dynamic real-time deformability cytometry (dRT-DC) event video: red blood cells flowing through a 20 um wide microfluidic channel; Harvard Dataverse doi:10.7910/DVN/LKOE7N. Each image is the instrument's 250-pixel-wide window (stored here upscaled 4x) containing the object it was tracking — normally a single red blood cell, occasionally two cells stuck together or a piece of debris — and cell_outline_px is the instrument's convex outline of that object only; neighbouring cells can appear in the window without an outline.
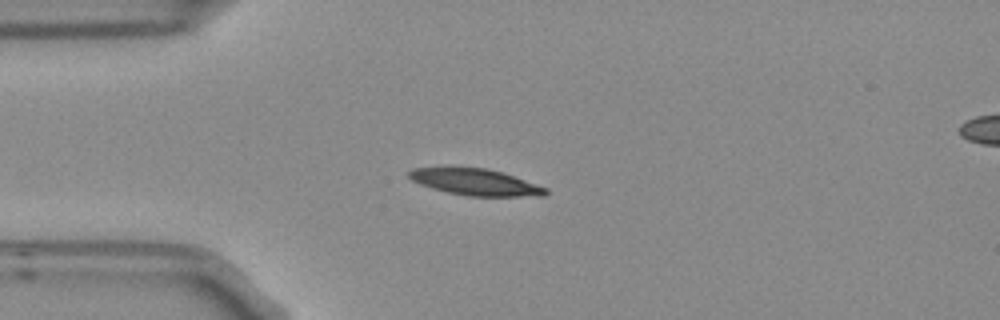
{"species": "Egyptian fruit bat (a non-hibernating species)", "species_latin": "Rousettus aegyptiacus", "temperature_condition": "room temperature", "stored_images_in_passage": 4, "camera_frame_rate_fps": 3000, "um_per_image_px": 0.085, "frame": {"image": 1, "passage_image": 3, "time_ms": 0.667, "image_size_px": [1000, 320], "cell_outline_px": [[548, 192], [544, 196], [468, 196], [448, 192], [432, 188], [420, 184], [412, 180], [408, 176], [408, 172], [412, 168], [484, 168], [500, 172], [548, 188]], "centroid_in_image_um": [40.41, 15.49], "position_along_channel_um": 44.6, "area_um2": 20.63}}